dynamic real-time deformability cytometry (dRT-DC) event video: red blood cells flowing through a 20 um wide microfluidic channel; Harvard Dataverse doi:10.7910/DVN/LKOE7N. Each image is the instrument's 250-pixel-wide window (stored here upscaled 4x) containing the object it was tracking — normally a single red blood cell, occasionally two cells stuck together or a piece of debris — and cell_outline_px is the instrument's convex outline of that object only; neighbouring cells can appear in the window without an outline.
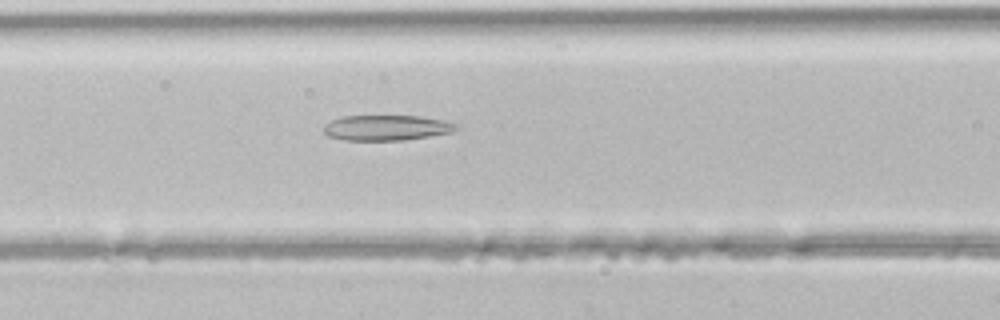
{"species": "common noctule bat (a hibernating species)", "species_latin": "Nyctalus noctula", "temperature_condition": "room temperature", "stored_images_in_passage": 36, "camera_frame_rate_fps": 3000, "um_per_image_px": 0.085, "animal": {"sex": "male", "body_mass_g": 21.5, "forearm_length_mm": 52.0}, "frame": {"image": 1, "passage_image": 9, "time_ms": 2.667, "image_size_px": [1000, 320], "cell_outline_px": [[460, 128], [452, 132], [404, 140], [344, 140], [328, 136], [324, 132], [324, 124], [340, 116], [420, 116], [444, 120], [456, 124]], "centroid_in_image_um": [32.85, 10.85], "position_along_channel_um": 133.8, "area_um2": 19.59}}
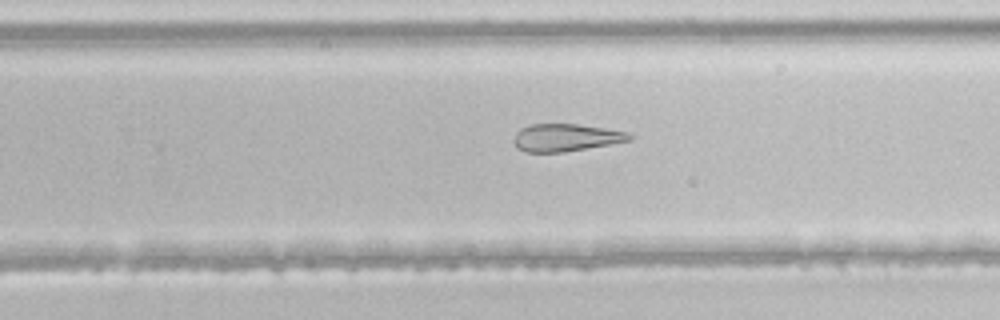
{"frame": {"image": 2, "passage_image": 19, "time_ms": 6.0, "image_size_px": [1000, 320], "cell_outline_px": [[632, 140], [564, 152], [524, 152], [516, 148], [512, 140], [516, 132], [520, 128], [532, 124], [576, 124], [604, 128], [628, 132], [632, 136]], "centroid_in_image_um": [48.04, 11.7], "position_along_channel_um": 281.8, "area_um2": 18.55}}
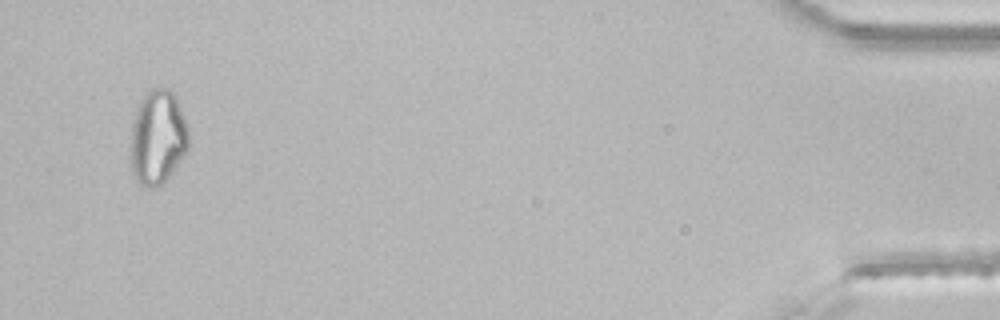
{"frame": {"image": 3, "passage_image": 34, "time_ms": 11.0, "image_size_px": [1000, 320], "cell_outline_px": [[192, 136], [188, 152], [164, 184], [156, 188], [148, 188], [140, 184], [136, 180], [132, 172], [132, 128], [136, 112], [140, 100], [152, 88], [168, 88], [176, 96], [188, 124]], "centroid_in_image_um": [13.49, 11.71], "position_along_channel_um": 421.7, "area_um2": 32.54}}